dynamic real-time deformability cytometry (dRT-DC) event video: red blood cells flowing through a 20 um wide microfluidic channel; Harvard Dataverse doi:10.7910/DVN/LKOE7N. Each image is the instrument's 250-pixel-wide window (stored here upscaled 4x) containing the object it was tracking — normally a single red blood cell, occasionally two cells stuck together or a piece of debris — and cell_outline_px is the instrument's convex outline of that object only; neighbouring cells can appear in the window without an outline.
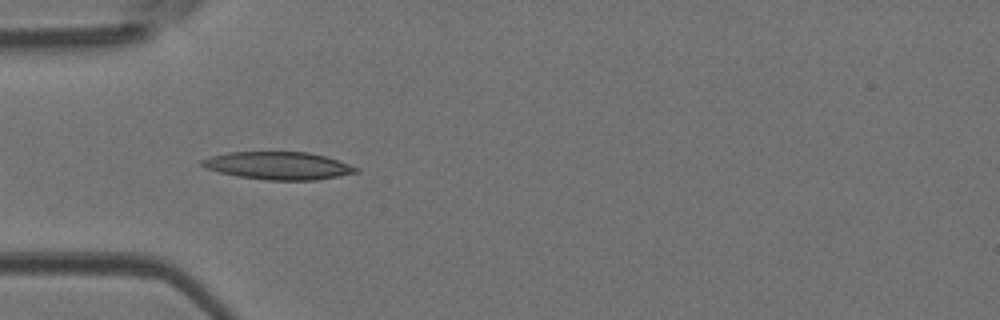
{"species": "Egyptian fruit bat (a non-hibernating species)", "species_latin": "Rousettus aegyptiacus", "temperature_condition": "room temperature", "stored_images_in_passage": 5, "camera_frame_rate_fps": 3000, "um_per_image_px": 0.085, "animal": {"sex": "female"}, "frame": {"image": 1, "passage_image": 4, "time_ms": 1.0, "image_size_px": [1000, 320], "cell_outline_px": [[360, 172], [316, 180], [264, 180], [236, 176], [204, 168], [200, 164], [200, 160], [212, 156], [228, 152], [308, 152], [324, 156], [360, 168]], "centroid_in_image_um": [23.64, 14.09], "position_along_channel_um": 61.4, "area_um2": 24.85}}
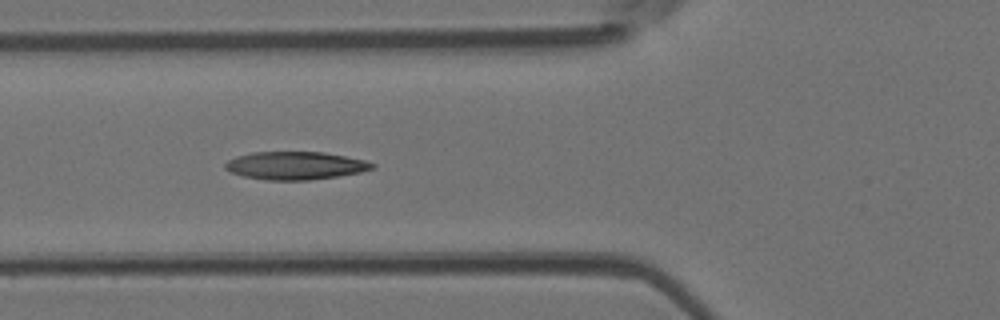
{"frame": {"image": 2, "passage_image": 5, "time_ms": 1.333, "image_size_px": [1000, 320], "cell_outline_px": [[376, 168], [360, 172], [336, 176], [308, 180], [264, 180], [244, 176], [232, 172], [224, 168], [224, 164], [228, 160], [236, 156], [252, 152], [324, 152], [364, 160], [376, 164]], "centroid_in_image_um": [25.1, 14.07], "position_along_channel_um": 100.7, "area_um2": 23.87}}